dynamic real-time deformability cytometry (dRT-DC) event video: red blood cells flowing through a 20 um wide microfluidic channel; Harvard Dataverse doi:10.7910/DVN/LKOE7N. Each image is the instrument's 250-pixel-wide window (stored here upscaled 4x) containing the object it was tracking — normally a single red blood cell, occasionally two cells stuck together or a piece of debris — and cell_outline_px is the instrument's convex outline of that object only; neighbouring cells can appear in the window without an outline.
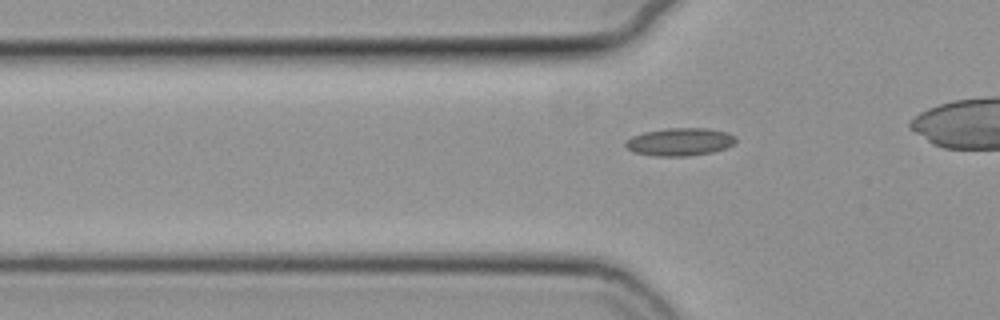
{"species": "common noctule bat (a hibernating species)", "species_latin": "Nyctalus noctula", "temperature_condition": "cold", "stored_images_in_passage": 38, "camera_frame_rate_fps": 3000, "um_per_image_px": 0.085, "animal": {"sex": "female", "body_mass_g": 19.3, "forearm_length_mm": 54.1}, "frame": {"image": 1, "passage_image": 7, "time_ms": 2.0, "image_size_px": [1000, 320], "cell_outline_px": [[736, 140], [732, 144], [724, 148], [712, 152], [688, 156], [656, 156], [632, 152], [624, 144], [632, 136], [644, 132], [668, 128], [708, 128], [728, 132], [736, 136]], "centroid_in_image_um": [57.79, 12.05], "position_along_channel_um": 68.0, "area_um2": 17.8}}
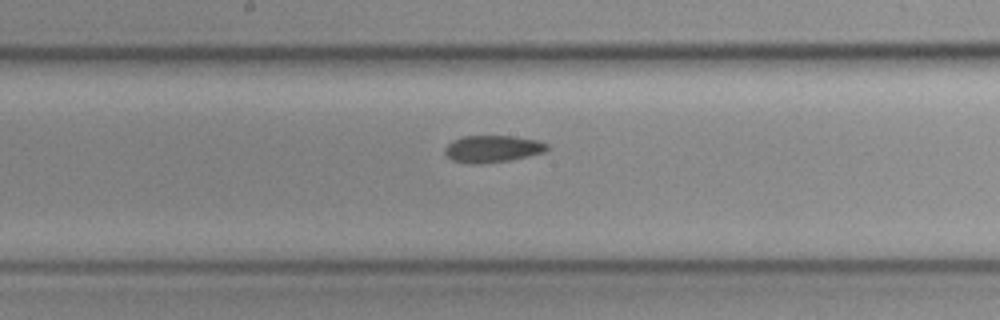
{"frame": {"image": 2, "passage_image": 18, "time_ms": 5.667, "image_size_px": [1000, 320], "cell_outline_px": [[548, 148], [544, 152], [528, 156], [508, 160], [480, 164], [468, 164], [452, 160], [444, 152], [444, 148], [452, 140], [464, 136], [512, 136], [540, 140], [548, 144]], "centroid_in_image_um": [41.85, 12.65], "position_along_channel_um": 206.3, "area_um2": 16.13}}
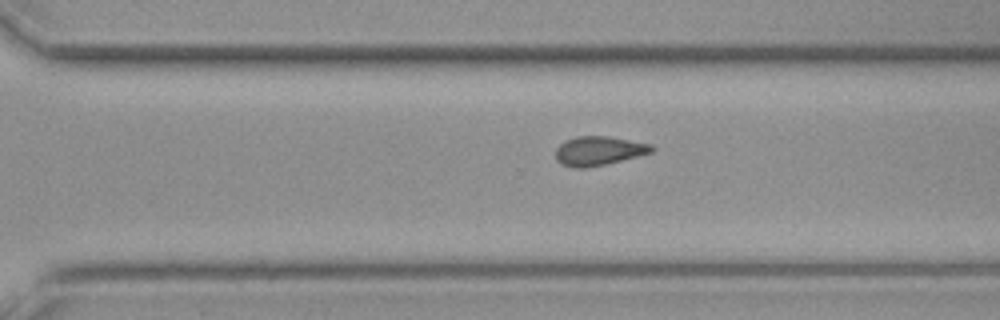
{"frame": {"image": 3, "passage_image": 27, "time_ms": 8.667, "image_size_px": [1000, 320], "cell_outline_px": [[656, 148], [652, 152], [604, 164], [584, 168], [572, 168], [560, 164], [556, 160], [556, 148], [564, 140], [576, 136], [608, 136], [652, 144]], "centroid_in_image_um": [50.86, 12.81], "position_along_channel_um": 319.7, "area_um2": 16.3}, "authors_computed_cell_mechanics": {"area_um2": 16.184, "velocity_mm_per_s": 3.7929, "shape_relaxation_time_tau1_ms": null, "shape_relaxation_time_tau2_ms": 10.8878, "deformation_change_tau1": null, "deformation_change_tau2": 0.1648}}